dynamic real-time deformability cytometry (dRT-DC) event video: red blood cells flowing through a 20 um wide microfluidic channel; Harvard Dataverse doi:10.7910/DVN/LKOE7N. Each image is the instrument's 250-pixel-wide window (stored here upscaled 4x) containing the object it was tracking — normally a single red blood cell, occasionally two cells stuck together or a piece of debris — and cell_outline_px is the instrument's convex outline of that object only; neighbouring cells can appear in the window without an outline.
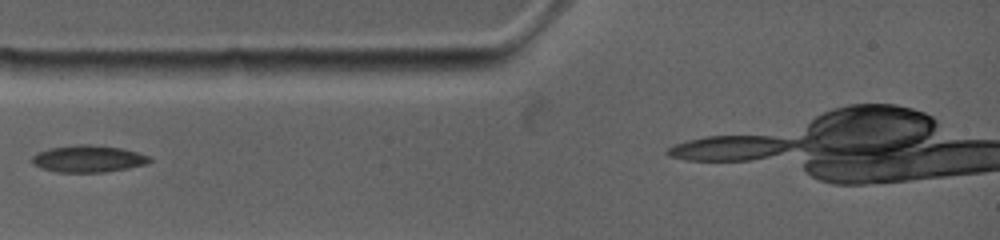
{"species": "common noctule bat (a hibernating species)", "species_latin": "Nyctalus noctula", "temperature_condition": "warm", "stored_images_in_passage": 3, "camera_frame_rate_fps": 4500, "um_per_image_px": 0.085, "animal": {"sex": "female", "body_mass_g": 19.0, "forearm_length_mm": 53.3}, "frame": {"image": 1, "passage_image": 2, "time_ms": 1.333, "image_size_px": [1000, 240], "cell_outline_px": [[152, 160], [144, 164], [104, 172], [56, 172], [44, 168], [36, 164], [32, 160], [32, 156], [40, 152], [52, 148], [120, 148], [136, 152], [148, 156]], "centroid_in_image_um": [7.52, 13.56], "position_along_channel_um": 77.5, "area_um2": 16.7}}